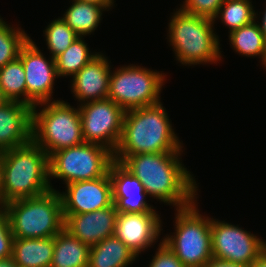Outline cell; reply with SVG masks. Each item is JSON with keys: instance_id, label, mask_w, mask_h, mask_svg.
<instances>
[{"instance_id": "1", "label": "cell", "mask_w": 266, "mask_h": 267, "mask_svg": "<svg viewBox=\"0 0 266 267\" xmlns=\"http://www.w3.org/2000/svg\"><path fill=\"white\" fill-rule=\"evenodd\" d=\"M182 152L144 153L114 156L132 175L143 184L146 194L175 209L191 205L197 199V184L182 165Z\"/></svg>"}, {"instance_id": "2", "label": "cell", "mask_w": 266, "mask_h": 267, "mask_svg": "<svg viewBox=\"0 0 266 267\" xmlns=\"http://www.w3.org/2000/svg\"><path fill=\"white\" fill-rule=\"evenodd\" d=\"M54 190L49 177V156L33 141L0 152V206Z\"/></svg>"}, {"instance_id": "3", "label": "cell", "mask_w": 266, "mask_h": 267, "mask_svg": "<svg viewBox=\"0 0 266 267\" xmlns=\"http://www.w3.org/2000/svg\"><path fill=\"white\" fill-rule=\"evenodd\" d=\"M162 102L125 112L122 135L114 156L183 152Z\"/></svg>"}, {"instance_id": "4", "label": "cell", "mask_w": 266, "mask_h": 267, "mask_svg": "<svg viewBox=\"0 0 266 267\" xmlns=\"http://www.w3.org/2000/svg\"><path fill=\"white\" fill-rule=\"evenodd\" d=\"M169 22V42L183 65L217 63L221 59L214 21L178 9Z\"/></svg>"}, {"instance_id": "5", "label": "cell", "mask_w": 266, "mask_h": 267, "mask_svg": "<svg viewBox=\"0 0 266 267\" xmlns=\"http://www.w3.org/2000/svg\"><path fill=\"white\" fill-rule=\"evenodd\" d=\"M3 207L14 238L54 237L64 229L62 201L55 189L36 197L10 201Z\"/></svg>"}, {"instance_id": "6", "label": "cell", "mask_w": 266, "mask_h": 267, "mask_svg": "<svg viewBox=\"0 0 266 267\" xmlns=\"http://www.w3.org/2000/svg\"><path fill=\"white\" fill-rule=\"evenodd\" d=\"M32 108V141L50 156L61 149L84 143L80 111L63 100L39 104Z\"/></svg>"}, {"instance_id": "7", "label": "cell", "mask_w": 266, "mask_h": 267, "mask_svg": "<svg viewBox=\"0 0 266 267\" xmlns=\"http://www.w3.org/2000/svg\"><path fill=\"white\" fill-rule=\"evenodd\" d=\"M196 205L176 209L174 235L162 238L185 267H203L213 258L211 218L202 216Z\"/></svg>"}, {"instance_id": "8", "label": "cell", "mask_w": 266, "mask_h": 267, "mask_svg": "<svg viewBox=\"0 0 266 267\" xmlns=\"http://www.w3.org/2000/svg\"><path fill=\"white\" fill-rule=\"evenodd\" d=\"M114 162V153L95 143H82L61 149L49 156V177L65 184L105 176Z\"/></svg>"}, {"instance_id": "9", "label": "cell", "mask_w": 266, "mask_h": 267, "mask_svg": "<svg viewBox=\"0 0 266 267\" xmlns=\"http://www.w3.org/2000/svg\"><path fill=\"white\" fill-rule=\"evenodd\" d=\"M164 73L129 65L111 72L107 98L125 111L160 103Z\"/></svg>"}, {"instance_id": "10", "label": "cell", "mask_w": 266, "mask_h": 267, "mask_svg": "<svg viewBox=\"0 0 266 267\" xmlns=\"http://www.w3.org/2000/svg\"><path fill=\"white\" fill-rule=\"evenodd\" d=\"M83 139L113 153L120 142L125 110L111 99L79 104Z\"/></svg>"}, {"instance_id": "11", "label": "cell", "mask_w": 266, "mask_h": 267, "mask_svg": "<svg viewBox=\"0 0 266 267\" xmlns=\"http://www.w3.org/2000/svg\"><path fill=\"white\" fill-rule=\"evenodd\" d=\"M213 258L251 265L264 252V240L251 232L211 218Z\"/></svg>"}, {"instance_id": "12", "label": "cell", "mask_w": 266, "mask_h": 267, "mask_svg": "<svg viewBox=\"0 0 266 267\" xmlns=\"http://www.w3.org/2000/svg\"><path fill=\"white\" fill-rule=\"evenodd\" d=\"M26 81V104L31 107L51 102L54 80L58 78L54 58L50 60L41 53L31 38L20 50Z\"/></svg>"}, {"instance_id": "13", "label": "cell", "mask_w": 266, "mask_h": 267, "mask_svg": "<svg viewBox=\"0 0 266 267\" xmlns=\"http://www.w3.org/2000/svg\"><path fill=\"white\" fill-rule=\"evenodd\" d=\"M65 192H59L63 214H82L110 206L112 183L109 172L100 178L72 182Z\"/></svg>"}, {"instance_id": "14", "label": "cell", "mask_w": 266, "mask_h": 267, "mask_svg": "<svg viewBox=\"0 0 266 267\" xmlns=\"http://www.w3.org/2000/svg\"><path fill=\"white\" fill-rule=\"evenodd\" d=\"M159 216L157 212H118L114 235L138 256L153 245L163 230Z\"/></svg>"}, {"instance_id": "15", "label": "cell", "mask_w": 266, "mask_h": 267, "mask_svg": "<svg viewBox=\"0 0 266 267\" xmlns=\"http://www.w3.org/2000/svg\"><path fill=\"white\" fill-rule=\"evenodd\" d=\"M117 209L110 206L82 214H63L64 229L90 247L114 235Z\"/></svg>"}, {"instance_id": "16", "label": "cell", "mask_w": 266, "mask_h": 267, "mask_svg": "<svg viewBox=\"0 0 266 267\" xmlns=\"http://www.w3.org/2000/svg\"><path fill=\"white\" fill-rule=\"evenodd\" d=\"M109 176L112 183V200L118 212H156L145 200L147 194L143 184L119 162L114 161L110 165Z\"/></svg>"}, {"instance_id": "17", "label": "cell", "mask_w": 266, "mask_h": 267, "mask_svg": "<svg viewBox=\"0 0 266 267\" xmlns=\"http://www.w3.org/2000/svg\"><path fill=\"white\" fill-rule=\"evenodd\" d=\"M32 108L19 101L0 106V152L32 141Z\"/></svg>"}, {"instance_id": "18", "label": "cell", "mask_w": 266, "mask_h": 267, "mask_svg": "<svg viewBox=\"0 0 266 267\" xmlns=\"http://www.w3.org/2000/svg\"><path fill=\"white\" fill-rule=\"evenodd\" d=\"M98 53L72 78V91L80 104L107 98L110 83V65L108 59Z\"/></svg>"}, {"instance_id": "19", "label": "cell", "mask_w": 266, "mask_h": 267, "mask_svg": "<svg viewBox=\"0 0 266 267\" xmlns=\"http://www.w3.org/2000/svg\"><path fill=\"white\" fill-rule=\"evenodd\" d=\"M54 237L14 238L12 259L19 267H51Z\"/></svg>"}, {"instance_id": "20", "label": "cell", "mask_w": 266, "mask_h": 267, "mask_svg": "<svg viewBox=\"0 0 266 267\" xmlns=\"http://www.w3.org/2000/svg\"><path fill=\"white\" fill-rule=\"evenodd\" d=\"M138 257L115 235L90 247L88 267H128Z\"/></svg>"}, {"instance_id": "21", "label": "cell", "mask_w": 266, "mask_h": 267, "mask_svg": "<svg viewBox=\"0 0 266 267\" xmlns=\"http://www.w3.org/2000/svg\"><path fill=\"white\" fill-rule=\"evenodd\" d=\"M90 246L63 229L54 236L51 267H88Z\"/></svg>"}, {"instance_id": "22", "label": "cell", "mask_w": 266, "mask_h": 267, "mask_svg": "<svg viewBox=\"0 0 266 267\" xmlns=\"http://www.w3.org/2000/svg\"><path fill=\"white\" fill-rule=\"evenodd\" d=\"M72 5L63 14L62 19L79 36L90 35L101 21L106 9L96 4L73 0Z\"/></svg>"}, {"instance_id": "23", "label": "cell", "mask_w": 266, "mask_h": 267, "mask_svg": "<svg viewBox=\"0 0 266 267\" xmlns=\"http://www.w3.org/2000/svg\"><path fill=\"white\" fill-rule=\"evenodd\" d=\"M230 45L237 53L247 56H259L262 64L266 58V39L256 19L229 33Z\"/></svg>"}, {"instance_id": "24", "label": "cell", "mask_w": 266, "mask_h": 267, "mask_svg": "<svg viewBox=\"0 0 266 267\" xmlns=\"http://www.w3.org/2000/svg\"><path fill=\"white\" fill-rule=\"evenodd\" d=\"M84 37L76 38L73 43L55 58L57 74L59 77L74 76L87 63H89L99 52L89 53V48Z\"/></svg>"}, {"instance_id": "25", "label": "cell", "mask_w": 266, "mask_h": 267, "mask_svg": "<svg viewBox=\"0 0 266 267\" xmlns=\"http://www.w3.org/2000/svg\"><path fill=\"white\" fill-rule=\"evenodd\" d=\"M0 87L9 101L26 103L25 71L19 57L0 68Z\"/></svg>"}, {"instance_id": "26", "label": "cell", "mask_w": 266, "mask_h": 267, "mask_svg": "<svg viewBox=\"0 0 266 267\" xmlns=\"http://www.w3.org/2000/svg\"><path fill=\"white\" fill-rule=\"evenodd\" d=\"M250 1L225 0L219 9L216 19L220 18L221 22L229 27V33L253 22L257 19V13Z\"/></svg>"}, {"instance_id": "27", "label": "cell", "mask_w": 266, "mask_h": 267, "mask_svg": "<svg viewBox=\"0 0 266 267\" xmlns=\"http://www.w3.org/2000/svg\"><path fill=\"white\" fill-rule=\"evenodd\" d=\"M21 28H13L0 18V68L19 57L23 45L29 40Z\"/></svg>"}, {"instance_id": "28", "label": "cell", "mask_w": 266, "mask_h": 267, "mask_svg": "<svg viewBox=\"0 0 266 267\" xmlns=\"http://www.w3.org/2000/svg\"><path fill=\"white\" fill-rule=\"evenodd\" d=\"M46 45L50 50V57L56 58L63 53L79 36L61 18L53 20L45 29Z\"/></svg>"}, {"instance_id": "29", "label": "cell", "mask_w": 266, "mask_h": 267, "mask_svg": "<svg viewBox=\"0 0 266 267\" xmlns=\"http://www.w3.org/2000/svg\"><path fill=\"white\" fill-rule=\"evenodd\" d=\"M225 0H185L181 10L215 21L221 5Z\"/></svg>"}, {"instance_id": "30", "label": "cell", "mask_w": 266, "mask_h": 267, "mask_svg": "<svg viewBox=\"0 0 266 267\" xmlns=\"http://www.w3.org/2000/svg\"><path fill=\"white\" fill-rule=\"evenodd\" d=\"M13 241L8 214L5 208L0 206V259L12 257Z\"/></svg>"}, {"instance_id": "31", "label": "cell", "mask_w": 266, "mask_h": 267, "mask_svg": "<svg viewBox=\"0 0 266 267\" xmlns=\"http://www.w3.org/2000/svg\"><path fill=\"white\" fill-rule=\"evenodd\" d=\"M157 250L149 267H185L164 243L160 242Z\"/></svg>"}, {"instance_id": "32", "label": "cell", "mask_w": 266, "mask_h": 267, "mask_svg": "<svg viewBox=\"0 0 266 267\" xmlns=\"http://www.w3.org/2000/svg\"><path fill=\"white\" fill-rule=\"evenodd\" d=\"M203 267H250V265L231 263L224 260L212 258Z\"/></svg>"}, {"instance_id": "33", "label": "cell", "mask_w": 266, "mask_h": 267, "mask_svg": "<svg viewBox=\"0 0 266 267\" xmlns=\"http://www.w3.org/2000/svg\"><path fill=\"white\" fill-rule=\"evenodd\" d=\"M82 2L96 4L98 6L104 7L107 11L113 7L114 0H79Z\"/></svg>"}, {"instance_id": "34", "label": "cell", "mask_w": 266, "mask_h": 267, "mask_svg": "<svg viewBox=\"0 0 266 267\" xmlns=\"http://www.w3.org/2000/svg\"><path fill=\"white\" fill-rule=\"evenodd\" d=\"M250 267H266V253L263 252L258 258H256L251 263Z\"/></svg>"}, {"instance_id": "35", "label": "cell", "mask_w": 266, "mask_h": 267, "mask_svg": "<svg viewBox=\"0 0 266 267\" xmlns=\"http://www.w3.org/2000/svg\"><path fill=\"white\" fill-rule=\"evenodd\" d=\"M0 267H19L12 259V257L6 259H0Z\"/></svg>"}, {"instance_id": "36", "label": "cell", "mask_w": 266, "mask_h": 267, "mask_svg": "<svg viewBox=\"0 0 266 267\" xmlns=\"http://www.w3.org/2000/svg\"><path fill=\"white\" fill-rule=\"evenodd\" d=\"M263 17H261L262 19V23L259 24L260 28H261V31L263 33V35L265 36V39H266V8L263 12Z\"/></svg>"}, {"instance_id": "37", "label": "cell", "mask_w": 266, "mask_h": 267, "mask_svg": "<svg viewBox=\"0 0 266 267\" xmlns=\"http://www.w3.org/2000/svg\"><path fill=\"white\" fill-rule=\"evenodd\" d=\"M9 100L4 96L2 89L0 87V106L4 105Z\"/></svg>"}, {"instance_id": "38", "label": "cell", "mask_w": 266, "mask_h": 267, "mask_svg": "<svg viewBox=\"0 0 266 267\" xmlns=\"http://www.w3.org/2000/svg\"><path fill=\"white\" fill-rule=\"evenodd\" d=\"M262 65H264V67L266 69V58H265V61H264V63Z\"/></svg>"}, {"instance_id": "39", "label": "cell", "mask_w": 266, "mask_h": 267, "mask_svg": "<svg viewBox=\"0 0 266 267\" xmlns=\"http://www.w3.org/2000/svg\"><path fill=\"white\" fill-rule=\"evenodd\" d=\"M264 252L266 253V242L264 243Z\"/></svg>"}]
</instances>
